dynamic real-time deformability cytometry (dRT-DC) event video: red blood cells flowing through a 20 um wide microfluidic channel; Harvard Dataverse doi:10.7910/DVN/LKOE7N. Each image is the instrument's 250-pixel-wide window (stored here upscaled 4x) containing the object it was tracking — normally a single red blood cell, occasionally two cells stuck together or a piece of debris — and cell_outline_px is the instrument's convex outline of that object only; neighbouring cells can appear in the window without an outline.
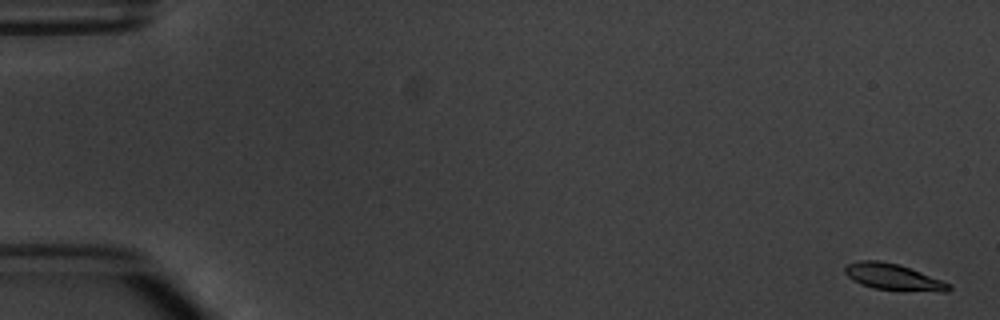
{"species": "common noctule bat (a hibernating species)", "species_latin": "Nyctalus noctula", "temperature_condition": "warm", "stored_images_in_passage": 6, "camera_frame_rate_fps": 3000, "um_per_image_px": 0.085, "animal": {"sex": "male", "body_mass_g": 20.1, "forearm_length_mm": 53.5}, "frame": {"image": 1, "passage_image": 1, "time_ms": 0.0, "image_size_px": [1000, 320], "cell_outline_px": [[952, 288], [948, 292], [940, 292], [872, 288], [860, 284], [852, 280], [844, 272], [844, 268], [848, 264], [860, 260], [880, 260], [900, 264], [952, 284]], "centroid_in_image_um": [75.94, 23.54], "position_along_channel_um": 9.1, "area_um2": 16.01}}